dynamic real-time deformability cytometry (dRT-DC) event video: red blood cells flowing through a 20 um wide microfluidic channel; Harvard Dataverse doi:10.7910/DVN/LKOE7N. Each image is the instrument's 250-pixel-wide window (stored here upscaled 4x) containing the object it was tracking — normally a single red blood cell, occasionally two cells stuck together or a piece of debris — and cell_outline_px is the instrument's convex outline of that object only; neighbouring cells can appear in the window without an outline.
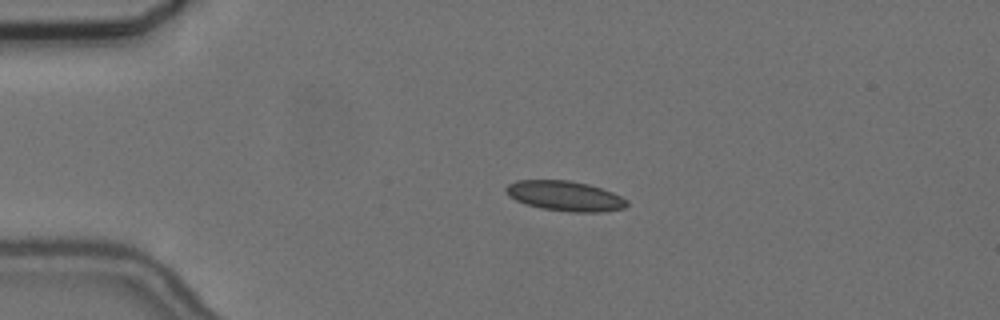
{"species": "common noctule bat (a hibernating species)", "species_latin": "Nyctalus noctula", "temperature_condition": "cold", "stored_images_in_passage": 45, "camera_frame_rate_fps": 3000, "um_per_image_px": 0.085, "animal": {"sex": "female", "body_mass_g": 24.6, "forearm_length_mm": 56.2}, "frame": {"image": 1, "passage_image": 1, "time_ms": 0.0, "image_size_px": [1000, 320], "cell_outline_px": [[628, 204], [624, 208], [604, 212], [572, 212], [540, 208], [516, 200], [508, 196], [504, 188], [508, 184], [516, 180], [568, 180], [588, 184], [612, 192], [628, 200]], "centroid_in_image_um": [48.02, 16.66], "position_along_channel_um": 37.0, "area_um2": 21.15}}
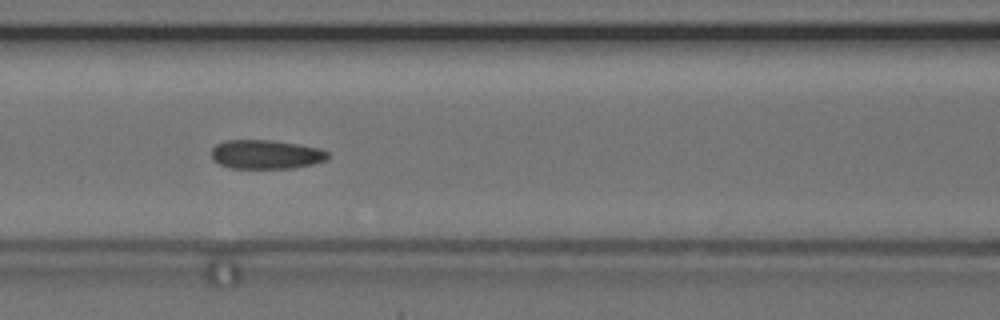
{"frame": {"image": 2, "passage_image": 13, "time_ms": 4.0, "image_size_px": [1000, 320], "cell_outline_px": [[328, 160], [312, 164], [292, 168], [228, 168], [212, 160], [212, 148], [216, 144], [224, 140], [272, 140], [300, 144], [320, 148], [328, 152]], "centroid_in_image_um": [22.6, 13.12], "position_along_channel_um": 144.0, "area_um2": 19.88}}
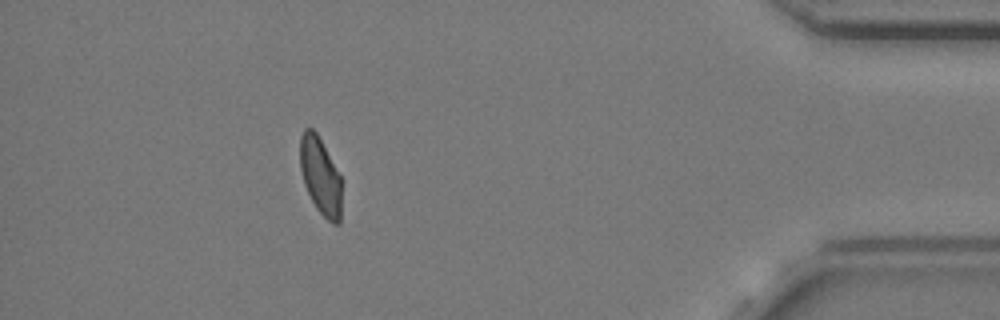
{"frame": {"image": 3, "passage_image": 39, "time_ms": 12.667, "image_size_px": [1000, 320], "cell_outline_px": [[340, 224], [332, 224], [316, 208], [304, 184], [300, 168], [300, 136], [304, 128], [312, 128], [316, 132], [340, 176]], "centroid_in_image_um": [27.21, 14.95], "position_along_channel_um": 408.0, "area_um2": 18.32}, "authors_computed_cell_mechanics": {"area_um2": 19.941, "velocity_mm_per_s": 3.6509, "shape_relaxation_time_tau1_ms": null, "shape_relaxation_time_tau2_ms": 2.9475, "deformation_change_tau1": null, "deformation_change_tau2": 0.0817}}